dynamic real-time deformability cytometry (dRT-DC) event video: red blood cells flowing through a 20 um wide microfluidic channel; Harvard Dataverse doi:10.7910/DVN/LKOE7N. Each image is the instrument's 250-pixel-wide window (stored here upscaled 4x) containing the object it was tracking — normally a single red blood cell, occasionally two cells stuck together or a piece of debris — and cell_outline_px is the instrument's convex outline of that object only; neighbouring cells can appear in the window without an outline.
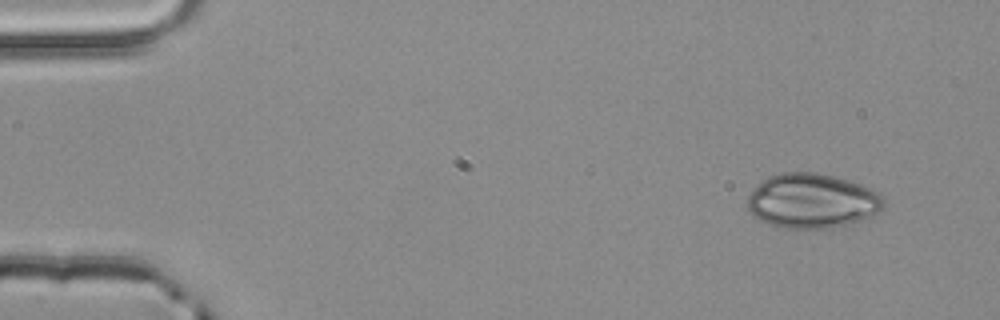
{"species": "common noctule bat (a hibernating species)", "species_latin": "Nyctalus noctula", "temperature_condition": "room temperature", "stored_images_in_passage": 4, "camera_frame_rate_fps": 3000, "um_per_image_px": 0.085, "animal": {"sex": "male", "body_mass_g": 20.4}, "frame": {"image": 1, "passage_image": 4, "time_ms": 1.0, "image_size_px": [1000, 320], "cell_outline_px": [[884, 208], [880, 212], [872, 216], [848, 224], [832, 228], [784, 228], [768, 224], [752, 216], [748, 212], [748, 196], [756, 184], [760, 180], [768, 176], [780, 172], [816, 172], [864, 184], [876, 192], [884, 200]], "centroid_in_image_um": [69.0, 17.07], "position_along_channel_um": 16.0, "area_um2": 43.81}}